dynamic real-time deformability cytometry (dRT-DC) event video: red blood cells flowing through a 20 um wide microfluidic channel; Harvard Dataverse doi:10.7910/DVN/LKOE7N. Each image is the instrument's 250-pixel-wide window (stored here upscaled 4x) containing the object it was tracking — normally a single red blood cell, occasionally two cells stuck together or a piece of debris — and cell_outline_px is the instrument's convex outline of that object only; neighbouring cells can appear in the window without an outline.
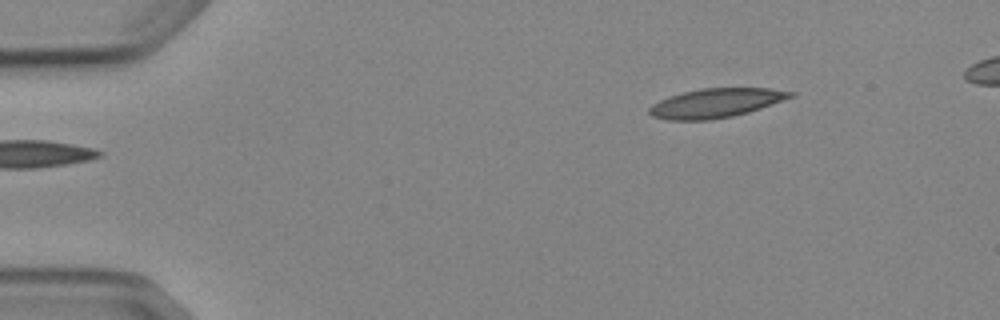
{"species": "Egyptian fruit bat (a non-hibernating species)", "species_latin": "Rousettus aegyptiacus", "temperature_condition": "cold", "stored_images_in_passage": 3, "camera_frame_rate_fps": 3000, "um_per_image_px": 0.085, "animal": {"sex": "female"}, "frame": {"image": 1, "passage_image": 3, "time_ms": 2.333, "image_size_px": [1000, 320], "cell_outline_px": [[796, 96], [748, 112], [732, 116], [712, 120], [668, 120], [652, 116], [648, 112], [648, 108], [652, 104], [668, 96], [700, 88], [768, 88], [796, 92]], "centroid_in_image_um": [60.85, 8.76], "position_along_channel_um": 24.2, "area_um2": 24.04}}